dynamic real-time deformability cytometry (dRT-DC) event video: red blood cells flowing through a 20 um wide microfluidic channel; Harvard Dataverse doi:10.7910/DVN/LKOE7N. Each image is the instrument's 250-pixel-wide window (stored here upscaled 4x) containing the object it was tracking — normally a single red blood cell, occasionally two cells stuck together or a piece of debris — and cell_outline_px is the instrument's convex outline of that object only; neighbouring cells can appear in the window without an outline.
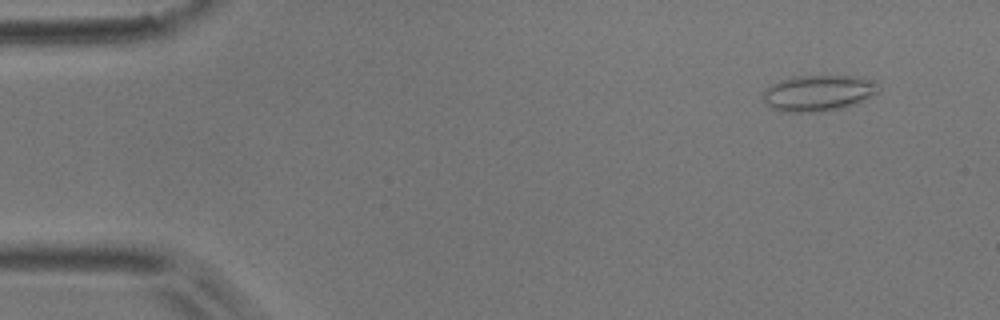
{"species": "common noctule bat (a hibernating species)", "species_latin": "Nyctalus noctula", "temperature_condition": "room temperature", "stored_images_in_passage": 49, "camera_frame_rate_fps": 3000, "um_per_image_px": 0.085, "animal": {"sex": "male", "body_mass_g": 17.9}, "frame": {"image": 1, "passage_image": 1, "time_ms": 0.0, "image_size_px": [1000, 320], "cell_outline_px": [[880, 92], [844, 108], [816, 112], [780, 112], [772, 108], [760, 96], [772, 84], [796, 76], [852, 76], [880, 84]], "centroid_in_image_um": [69.55, 7.93], "position_along_channel_um": 15.5, "area_um2": 23.99}}
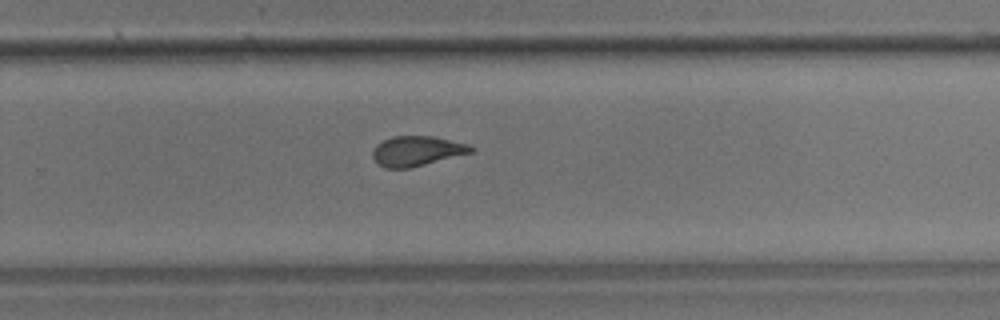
{"frame": {"image": 2, "passage_image": 31, "time_ms": 10.0, "image_size_px": [1000, 320], "cell_outline_px": [[476, 148], [472, 152], [412, 168], [384, 168], [372, 156], [372, 152], [376, 144], [392, 136], [432, 136], [468, 144]], "centroid_in_image_um": [35.43, 12.84], "position_along_channel_um": 294.4, "area_um2": 17.11}}
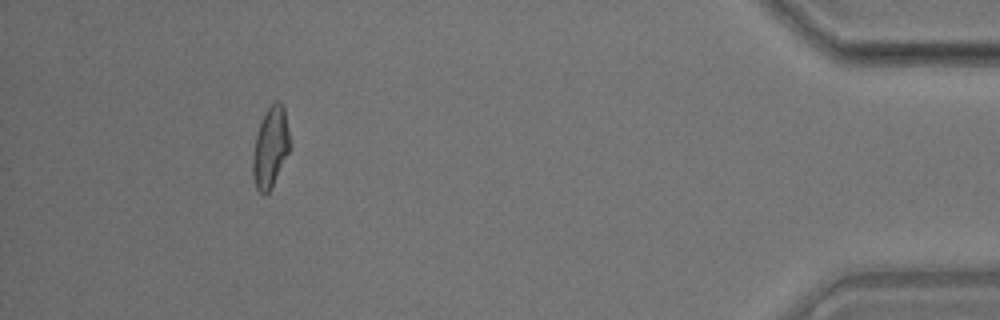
{"frame": {"image": 3, "passage_image": 45, "time_ms": 14.667, "image_size_px": [1000, 320], "cell_outline_px": [[288, 152], [268, 192], [264, 196], [256, 188], [252, 176], [252, 156], [256, 136], [260, 124], [268, 108], [276, 100], [280, 100], [284, 104], [288, 132]], "centroid_in_image_um": [22.95, 12.51], "position_along_channel_um": 412.2, "area_um2": 16.88}, "authors_computed_cell_mechanics": {"area_um2": 17.6868, "velocity_mm_per_s": 3.8001, "shape_relaxation_time_tau1_ms": 6.8945, "shape_relaxation_time_tau2_ms": 1.5436, "deformation_change_tau1": 0.1746, "deformation_change_tau2": 0.0865}}